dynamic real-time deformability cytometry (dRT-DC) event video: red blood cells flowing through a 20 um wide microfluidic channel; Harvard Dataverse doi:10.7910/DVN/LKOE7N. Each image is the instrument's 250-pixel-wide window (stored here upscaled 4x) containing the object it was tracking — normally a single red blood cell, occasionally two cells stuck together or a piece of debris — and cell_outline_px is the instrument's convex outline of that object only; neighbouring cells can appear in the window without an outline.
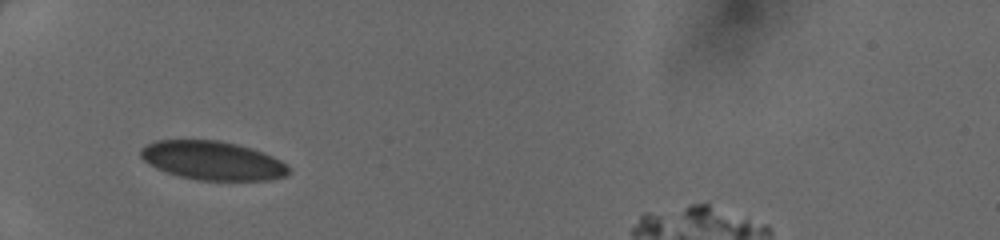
{"species": "human", "species_latin": "Homo sapiens", "temperature_condition": "cold", "stored_images_in_passage": 31, "camera_frame_rate_fps": 3000, "um_per_image_px": 0.085, "donor": {"sex": "female"}, "frame": {"image": 1, "passage_image": 1, "time_ms": 0.0, "image_size_px": [1000, 240], "cell_outline_px": [[292, 172], [288, 176], [268, 180], [200, 180], [180, 176], [156, 168], [148, 164], [140, 156], [140, 148], [156, 140], [220, 140], [252, 148], [264, 152], [288, 164]], "centroid_in_image_um": [18.11, 13.64], "position_along_channel_um": 66.9, "area_um2": 33.64}}
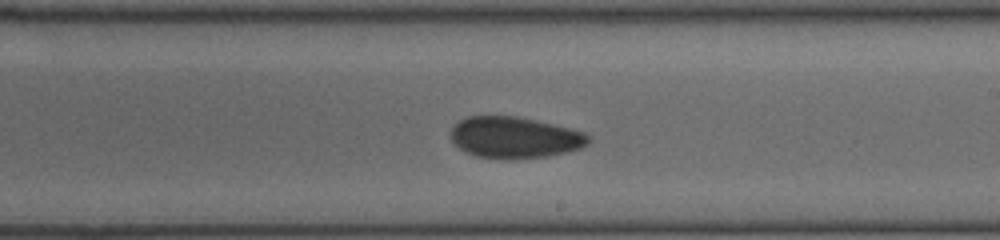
{"frame": {"image": 2, "passage_image": 14, "time_ms": 4.333, "image_size_px": [1000, 240], "cell_outline_px": [[592, 140], [588, 144], [580, 148], [548, 156], [512, 160], [504, 160], [476, 156], [464, 152], [452, 140], [452, 128], [460, 120], [468, 116], [516, 116], [536, 120], [584, 132], [592, 136]], "centroid_in_image_um": [43.77, 11.7], "position_along_channel_um": 245.2, "area_um2": 33.29}}
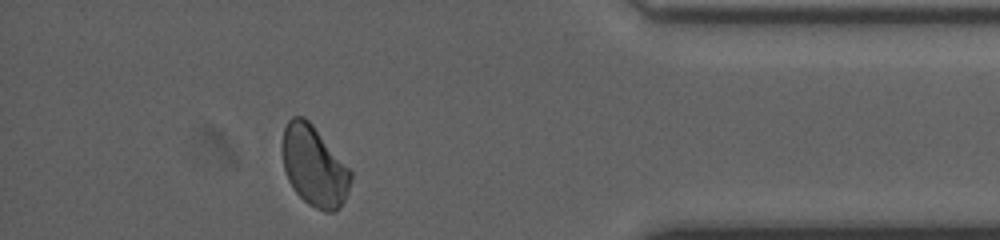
{"frame": {"image": 3, "passage_image": 27, "time_ms": 8.667, "image_size_px": [1000, 240], "cell_outline_px": [[352, 176], [348, 192], [344, 200], [336, 212], [324, 212], [308, 204], [292, 188], [288, 180], [284, 168], [284, 128], [288, 120], [292, 116], [304, 116], [312, 124], [352, 172]], "centroid_in_image_um": [26.72, 14.15], "position_along_channel_um": 408.5, "area_um2": 31.56}}